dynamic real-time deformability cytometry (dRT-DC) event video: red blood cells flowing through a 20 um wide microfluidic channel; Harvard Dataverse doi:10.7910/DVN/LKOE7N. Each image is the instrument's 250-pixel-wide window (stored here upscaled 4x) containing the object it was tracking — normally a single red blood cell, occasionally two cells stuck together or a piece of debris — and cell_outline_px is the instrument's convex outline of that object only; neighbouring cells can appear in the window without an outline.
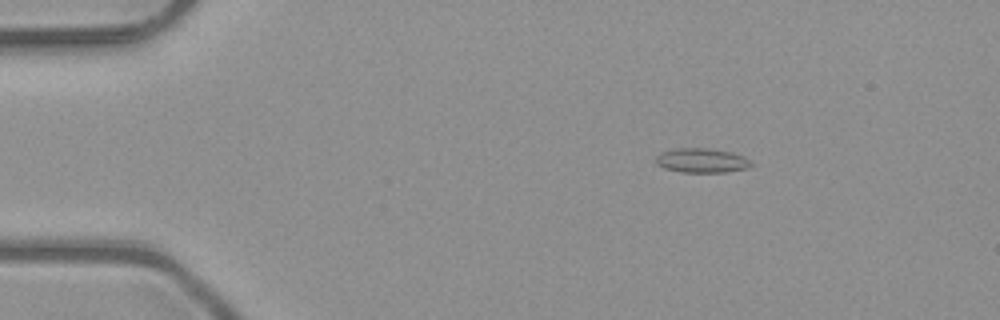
{"species": "common noctule bat (a hibernating species)", "species_latin": "Nyctalus noctula", "temperature_condition": "room temperature", "stored_images_in_passage": 5, "camera_frame_rate_fps": 3000, "um_per_image_px": 0.085, "animal": {"sex": "male", "body_mass_g": 23.1, "forearm_length_mm": 52.7}, "frame": {"image": 1, "passage_image": 3, "time_ms": 0.667, "image_size_px": [1000, 320], "cell_outline_px": [[756, 164], [748, 168], [724, 172], [680, 172], [664, 168], [656, 164], [656, 156], [660, 152], [676, 148], [708, 148], [728, 152], [744, 156]], "centroid_in_image_um": [59.65, 13.64], "position_along_channel_um": 25.4, "area_um2": 13.64}}